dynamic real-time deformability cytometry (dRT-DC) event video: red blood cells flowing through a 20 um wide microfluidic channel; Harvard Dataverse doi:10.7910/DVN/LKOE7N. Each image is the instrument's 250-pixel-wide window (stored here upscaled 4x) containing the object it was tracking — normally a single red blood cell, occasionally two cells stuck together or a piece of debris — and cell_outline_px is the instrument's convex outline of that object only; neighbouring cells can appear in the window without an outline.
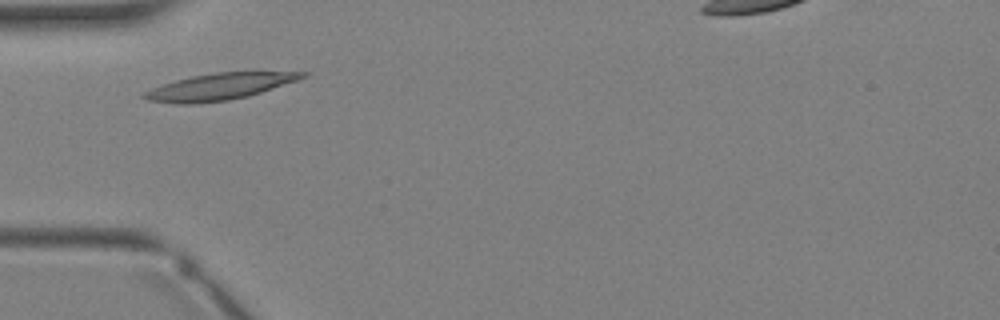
{"species": "Egyptian fruit bat (a non-hibernating species)", "species_latin": "Rousettus aegyptiacus", "temperature_condition": "warm", "stored_images_in_passage": 1, "camera_frame_rate_fps": 3000, "um_per_image_px": 0.085, "animal": {"sex": "female"}, "frame": {"image": 1, "passage_image": 1, "time_ms": 0.0, "image_size_px": [1000, 320], "cell_outline_px": [[308, 76], [248, 96], [228, 100], [196, 104], [176, 104], [152, 100], [140, 96], [144, 92], [152, 88], [176, 80], [192, 76], [216, 72], [308, 72]], "centroid_in_image_um": [18.63, 7.37], "position_along_channel_um": 66.4, "area_um2": 24.04}}